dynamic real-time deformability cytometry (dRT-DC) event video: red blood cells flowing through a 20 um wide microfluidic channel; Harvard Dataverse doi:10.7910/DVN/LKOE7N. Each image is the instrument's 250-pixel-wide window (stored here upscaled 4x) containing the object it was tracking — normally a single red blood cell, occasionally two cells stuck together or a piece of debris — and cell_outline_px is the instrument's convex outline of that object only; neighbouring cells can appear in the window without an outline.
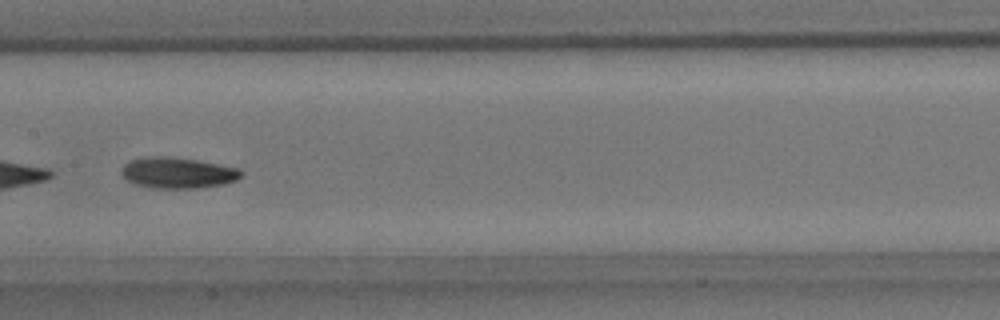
{"species": "common noctule bat (a hibernating species)", "species_latin": "Nyctalus noctula", "temperature_condition": "room temperature", "stored_images_in_passage": 53, "camera_frame_rate_fps": 3000, "um_per_image_px": 0.085, "animal": {"sex": "male", "body_mass_g": 15.6}, "frame": {"image": 1, "passage_image": 27, "time_ms": 8.667, "image_size_px": [1000, 320], "cell_outline_px": [[244, 172], [236, 180], [224, 184], [196, 188], [152, 188], [136, 184], [128, 180], [120, 172], [124, 164], [132, 160], [148, 156], [168, 156], [196, 160], [240, 168]], "centroid_in_image_um": [15.12, 14.68], "position_along_channel_um": 192.3, "area_um2": 21.5}, "authors_computed_cell_mechanics": {"area_um2": 21.5016, "velocity_mm_per_s": 3.6255, "shape_relaxation_time_tau1_ms": 4.1632, "shape_relaxation_time_tau2_ms": null, "deformation_change_tau1": 0.1075, "deformation_change_tau2": null}}